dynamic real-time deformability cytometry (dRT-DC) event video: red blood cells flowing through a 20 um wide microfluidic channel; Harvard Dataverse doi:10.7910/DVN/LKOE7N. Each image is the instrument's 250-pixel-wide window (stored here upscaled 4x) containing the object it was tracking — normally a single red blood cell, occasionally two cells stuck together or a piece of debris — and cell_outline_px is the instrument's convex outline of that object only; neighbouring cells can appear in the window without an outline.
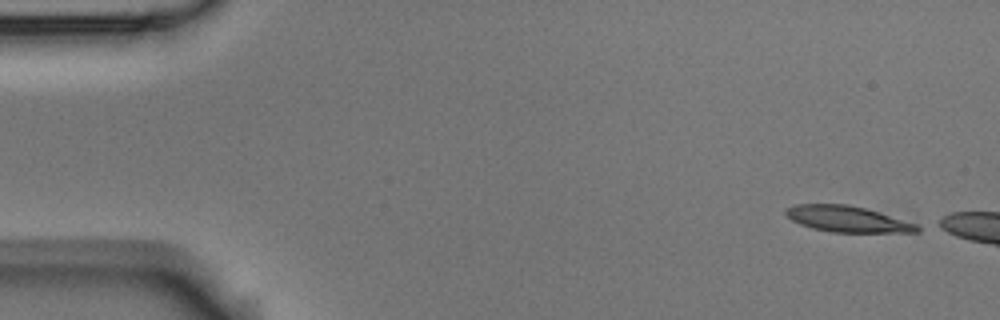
{"species": "Egyptian fruit bat (a non-hibernating species)", "species_latin": "Rousettus aegyptiacus", "temperature_condition": "room temperature", "stored_images_in_passage": 3, "camera_frame_rate_fps": 3000, "um_per_image_px": 0.085, "animal": {"sex": "male"}, "frame": {"image": 1, "passage_image": 1, "time_ms": 0.0, "image_size_px": [1000, 320], "cell_outline_px": [[920, 232], [832, 232], [812, 228], [800, 224], [792, 220], [784, 212], [784, 208], [796, 204], [848, 204], [864, 208], [916, 224], [920, 228]], "centroid_in_image_um": [71.97, 18.61], "position_along_channel_um": 13.0, "area_um2": 19.65}}